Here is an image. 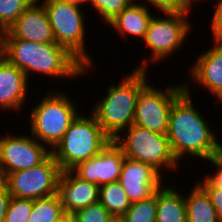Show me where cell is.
I'll use <instances>...</instances> for the list:
<instances>
[{
	"mask_svg": "<svg viewBox=\"0 0 222 222\" xmlns=\"http://www.w3.org/2000/svg\"><path fill=\"white\" fill-rule=\"evenodd\" d=\"M191 94L190 90H185L174 101L169 116L167 137L178 163L182 159L183 163L185 156L204 162L222 152V143L214 127L195 107Z\"/></svg>",
	"mask_w": 222,
	"mask_h": 222,
	"instance_id": "6da1fadb",
	"label": "cell"
},
{
	"mask_svg": "<svg viewBox=\"0 0 222 222\" xmlns=\"http://www.w3.org/2000/svg\"><path fill=\"white\" fill-rule=\"evenodd\" d=\"M1 55L22 70L28 80L32 73L53 80L83 78L94 65L85 66L66 47L57 43H35L21 39H3Z\"/></svg>",
	"mask_w": 222,
	"mask_h": 222,
	"instance_id": "7a4b0ae2",
	"label": "cell"
},
{
	"mask_svg": "<svg viewBox=\"0 0 222 222\" xmlns=\"http://www.w3.org/2000/svg\"><path fill=\"white\" fill-rule=\"evenodd\" d=\"M147 70L133 69L115 85L111 83L106 95L95 101L90 111L111 139L117 138L133 124L135 108L140 91L149 83Z\"/></svg>",
	"mask_w": 222,
	"mask_h": 222,
	"instance_id": "3957f363",
	"label": "cell"
},
{
	"mask_svg": "<svg viewBox=\"0 0 222 222\" xmlns=\"http://www.w3.org/2000/svg\"><path fill=\"white\" fill-rule=\"evenodd\" d=\"M30 110L28 124L30 134L52 150L62 139L72 121L82 110L77 111V103L69 94L52 89Z\"/></svg>",
	"mask_w": 222,
	"mask_h": 222,
	"instance_id": "277c9868",
	"label": "cell"
},
{
	"mask_svg": "<svg viewBox=\"0 0 222 222\" xmlns=\"http://www.w3.org/2000/svg\"><path fill=\"white\" fill-rule=\"evenodd\" d=\"M79 113L62 139L51 150L62 171L72 170L79 163L92 158L111 141L90 112Z\"/></svg>",
	"mask_w": 222,
	"mask_h": 222,
	"instance_id": "5b68a950",
	"label": "cell"
},
{
	"mask_svg": "<svg viewBox=\"0 0 222 222\" xmlns=\"http://www.w3.org/2000/svg\"><path fill=\"white\" fill-rule=\"evenodd\" d=\"M192 12H162L164 16L153 15L149 21L148 28L142 42L146 44L151 52L149 61L147 58L140 61L139 65L134 69L147 70L151 62H157L168 59L176 51L182 49L188 38L187 36L192 32V24L187 17Z\"/></svg>",
	"mask_w": 222,
	"mask_h": 222,
	"instance_id": "8992f818",
	"label": "cell"
},
{
	"mask_svg": "<svg viewBox=\"0 0 222 222\" xmlns=\"http://www.w3.org/2000/svg\"><path fill=\"white\" fill-rule=\"evenodd\" d=\"M114 141L121 147L126 158L150 164L162 175L163 171L168 173L181 167L172 154L167 134L132 124Z\"/></svg>",
	"mask_w": 222,
	"mask_h": 222,
	"instance_id": "52a82bcc",
	"label": "cell"
},
{
	"mask_svg": "<svg viewBox=\"0 0 222 222\" xmlns=\"http://www.w3.org/2000/svg\"><path fill=\"white\" fill-rule=\"evenodd\" d=\"M40 2L46 9L55 42L66 47L85 66L94 64L85 47L87 36L82 7L62 0H40Z\"/></svg>",
	"mask_w": 222,
	"mask_h": 222,
	"instance_id": "ba28073f",
	"label": "cell"
},
{
	"mask_svg": "<svg viewBox=\"0 0 222 222\" xmlns=\"http://www.w3.org/2000/svg\"><path fill=\"white\" fill-rule=\"evenodd\" d=\"M165 88H156L152 83H148L140 91L133 124L150 131L167 134L171 107L185 89L182 83L177 85L169 83Z\"/></svg>",
	"mask_w": 222,
	"mask_h": 222,
	"instance_id": "9c48e42d",
	"label": "cell"
},
{
	"mask_svg": "<svg viewBox=\"0 0 222 222\" xmlns=\"http://www.w3.org/2000/svg\"><path fill=\"white\" fill-rule=\"evenodd\" d=\"M62 170L50 154L42 163L8 174L1 182L11 197L36 200L57 193L58 180Z\"/></svg>",
	"mask_w": 222,
	"mask_h": 222,
	"instance_id": "30bf717a",
	"label": "cell"
},
{
	"mask_svg": "<svg viewBox=\"0 0 222 222\" xmlns=\"http://www.w3.org/2000/svg\"><path fill=\"white\" fill-rule=\"evenodd\" d=\"M0 134V181L8 174L42 163L51 150L31 134Z\"/></svg>",
	"mask_w": 222,
	"mask_h": 222,
	"instance_id": "8fae6325",
	"label": "cell"
},
{
	"mask_svg": "<svg viewBox=\"0 0 222 222\" xmlns=\"http://www.w3.org/2000/svg\"><path fill=\"white\" fill-rule=\"evenodd\" d=\"M125 155L111 140L97 155L79 163L72 171L81 179L99 186L118 181Z\"/></svg>",
	"mask_w": 222,
	"mask_h": 222,
	"instance_id": "7c38bea8",
	"label": "cell"
},
{
	"mask_svg": "<svg viewBox=\"0 0 222 222\" xmlns=\"http://www.w3.org/2000/svg\"><path fill=\"white\" fill-rule=\"evenodd\" d=\"M164 176L150 164L125 158L118 182L134 203L154 195L163 185Z\"/></svg>",
	"mask_w": 222,
	"mask_h": 222,
	"instance_id": "4fadbf2b",
	"label": "cell"
},
{
	"mask_svg": "<svg viewBox=\"0 0 222 222\" xmlns=\"http://www.w3.org/2000/svg\"><path fill=\"white\" fill-rule=\"evenodd\" d=\"M213 42L212 48L198 54L196 62L190 66L189 81L192 80V82L185 81L183 84L184 89L190 91L193 87L192 83L196 86L198 84V87L201 86L207 89L206 91H210L212 97H216L217 102L222 104V42Z\"/></svg>",
	"mask_w": 222,
	"mask_h": 222,
	"instance_id": "5bb4252c",
	"label": "cell"
},
{
	"mask_svg": "<svg viewBox=\"0 0 222 222\" xmlns=\"http://www.w3.org/2000/svg\"><path fill=\"white\" fill-rule=\"evenodd\" d=\"M3 39L56 43L46 9L39 0L30 4L17 20L4 31Z\"/></svg>",
	"mask_w": 222,
	"mask_h": 222,
	"instance_id": "9a60e30c",
	"label": "cell"
},
{
	"mask_svg": "<svg viewBox=\"0 0 222 222\" xmlns=\"http://www.w3.org/2000/svg\"><path fill=\"white\" fill-rule=\"evenodd\" d=\"M57 194L65 213L73 215L99 202L100 186L81 179L72 170H66L60 174Z\"/></svg>",
	"mask_w": 222,
	"mask_h": 222,
	"instance_id": "2e32d148",
	"label": "cell"
},
{
	"mask_svg": "<svg viewBox=\"0 0 222 222\" xmlns=\"http://www.w3.org/2000/svg\"><path fill=\"white\" fill-rule=\"evenodd\" d=\"M29 83V84H28ZM30 82L25 73L0 56V110L22 112Z\"/></svg>",
	"mask_w": 222,
	"mask_h": 222,
	"instance_id": "e0dca14e",
	"label": "cell"
},
{
	"mask_svg": "<svg viewBox=\"0 0 222 222\" xmlns=\"http://www.w3.org/2000/svg\"><path fill=\"white\" fill-rule=\"evenodd\" d=\"M151 8L141 2L132 1L121 13L108 23L109 27L119 33L118 37L132 36L137 40H143L148 28L149 21L153 17ZM127 35V36H126Z\"/></svg>",
	"mask_w": 222,
	"mask_h": 222,
	"instance_id": "ac0fdd59",
	"label": "cell"
},
{
	"mask_svg": "<svg viewBox=\"0 0 222 222\" xmlns=\"http://www.w3.org/2000/svg\"><path fill=\"white\" fill-rule=\"evenodd\" d=\"M169 186L163 184L157 190L156 222H187L185 192Z\"/></svg>",
	"mask_w": 222,
	"mask_h": 222,
	"instance_id": "d6986e66",
	"label": "cell"
},
{
	"mask_svg": "<svg viewBox=\"0 0 222 222\" xmlns=\"http://www.w3.org/2000/svg\"><path fill=\"white\" fill-rule=\"evenodd\" d=\"M192 187L185 195L187 222H219L207 192L198 183Z\"/></svg>",
	"mask_w": 222,
	"mask_h": 222,
	"instance_id": "ffe728a7",
	"label": "cell"
},
{
	"mask_svg": "<svg viewBox=\"0 0 222 222\" xmlns=\"http://www.w3.org/2000/svg\"><path fill=\"white\" fill-rule=\"evenodd\" d=\"M99 202L115 219H120L131 205L126 192L118 181L100 186Z\"/></svg>",
	"mask_w": 222,
	"mask_h": 222,
	"instance_id": "44dd1931",
	"label": "cell"
},
{
	"mask_svg": "<svg viewBox=\"0 0 222 222\" xmlns=\"http://www.w3.org/2000/svg\"><path fill=\"white\" fill-rule=\"evenodd\" d=\"M58 194L33 200L28 222H55L65 215Z\"/></svg>",
	"mask_w": 222,
	"mask_h": 222,
	"instance_id": "7402d4cb",
	"label": "cell"
},
{
	"mask_svg": "<svg viewBox=\"0 0 222 222\" xmlns=\"http://www.w3.org/2000/svg\"><path fill=\"white\" fill-rule=\"evenodd\" d=\"M157 191L151 197L131 203L130 208L119 219L121 222H156Z\"/></svg>",
	"mask_w": 222,
	"mask_h": 222,
	"instance_id": "603a6c76",
	"label": "cell"
},
{
	"mask_svg": "<svg viewBox=\"0 0 222 222\" xmlns=\"http://www.w3.org/2000/svg\"><path fill=\"white\" fill-rule=\"evenodd\" d=\"M35 0H0V28L6 31Z\"/></svg>",
	"mask_w": 222,
	"mask_h": 222,
	"instance_id": "cb8c5ba5",
	"label": "cell"
},
{
	"mask_svg": "<svg viewBox=\"0 0 222 222\" xmlns=\"http://www.w3.org/2000/svg\"><path fill=\"white\" fill-rule=\"evenodd\" d=\"M134 0H87V4L95 8L99 20L107 25ZM89 2V3H88Z\"/></svg>",
	"mask_w": 222,
	"mask_h": 222,
	"instance_id": "d4e9b609",
	"label": "cell"
},
{
	"mask_svg": "<svg viewBox=\"0 0 222 222\" xmlns=\"http://www.w3.org/2000/svg\"><path fill=\"white\" fill-rule=\"evenodd\" d=\"M32 207V199L11 197L5 216V222H28Z\"/></svg>",
	"mask_w": 222,
	"mask_h": 222,
	"instance_id": "484cf974",
	"label": "cell"
},
{
	"mask_svg": "<svg viewBox=\"0 0 222 222\" xmlns=\"http://www.w3.org/2000/svg\"><path fill=\"white\" fill-rule=\"evenodd\" d=\"M73 217L77 222H113L115 220L100 202L78 210Z\"/></svg>",
	"mask_w": 222,
	"mask_h": 222,
	"instance_id": "4316f807",
	"label": "cell"
},
{
	"mask_svg": "<svg viewBox=\"0 0 222 222\" xmlns=\"http://www.w3.org/2000/svg\"><path fill=\"white\" fill-rule=\"evenodd\" d=\"M138 1L139 0H134ZM147 7L153 5L157 11L162 12H191L193 5L189 0H143ZM149 3V4H148Z\"/></svg>",
	"mask_w": 222,
	"mask_h": 222,
	"instance_id": "83f0119b",
	"label": "cell"
},
{
	"mask_svg": "<svg viewBox=\"0 0 222 222\" xmlns=\"http://www.w3.org/2000/svg\"><path fill=\"white\" fill-rule=\"evenodd\" d=\"M207 162L206 164H210L215 168V172L213 171L212 174L208 172V175L203 177L204 179H199L196 182L200 186H215L216 188H222V152L218 155L211 157L210 159L204 161ZM217 169V170H216Z\"/></svg>",
	"mask_w": 222,
	"mask_h": 222,
	"instance_id": "f1b7e54d",
	"label": "cell"
},
{
	"mask_svg": "<svg viewBox=\"0 0 222 222\" xmlns=\"http://www.w3.org/2000/svg\"><path fill=\"white\" fill-rule=\"evenodd\" d=\"M214 12L210 23L213 41L222 42V0H216ZM216 7V8H215Z\"/></svg>",
	"mask_w": 222,
	"mask_h": 222,
	"instance_id": "f546056e",
	"label": "cell"
},
{
	"mask_svg": "<svg viewBox=\"0 0 222 222\" xmlns=\"http://www.w3.org/2000/svg\"><path fill=\"white\" fill-rule=\"evenodd\" d=\"M209 195L219 222H222V188L201 186Z\"/></svg>",
	"mask_w": 222,
	"mask_h": 222,
	"instance_id": "4dcf8cb0",
	"label": "cell"
},
{
	"mask_svg": "<svg viewBox=\"0 0 222 222\" xmlns=\"http://www.w3.org/2000/svg\"><path fill=\"white\" fill-rule=\"evenodd\" d=\"M10 198L11 195L9 194L7 187L0 181V222H5Z\"/></svg>",
	"mask_w": 222,
	"mask_h": 222,
	"instance_id": "1f68e13d",
	"label": "cell"
},
{
	"mask_svg": "<svg viewBox=\"0 0 222 222\" xmlns=\"http://www.w3.org/2000/svg\"><path fill=\"white\" fill-rule=\"evenodd\" d=\"M69 4L77 5L79 7H83V5H87V0H62ZM82 5V6H81Z\"/></svg>",
	"mask_w": 222,
	"mask_h": 222,
	"instance_id": "d6a6232c",
	"label": "cell"
},
{
	"mask_svg": "<svg viewBox=\"0 0 222 222\" xmlns=\"http://www.w3.org/2000/svg\"><path fill=\"white\" fill-rule=\"evenodd\" d=\"M55 222H70V214H65L63 217Z\"/></svg>",
	"mask_w": 222,
	"mask_h": 222,
	"instance_id": "836d02e7",
	"label": "cell"
},
{
	"mask_svg": "<svg viewBox=\"0 0 222 222\" xmlns=\"http://www.w3.org/2000/svg\"><path fill=\"white\" fill-rule=\"evenodd\" d=\"M3 33L4 31L0 28V46H3Z\"/></svg>",
	"mask_w": 222,
	"mask_h": 222,
	"instance_id": "e575fe53",
	"label": "cell"
},
{
	"mask_svg": "<svg viewBox=\"0 0 222 222\" xmlns=\"http://www.w3.org/2000/svg\"><path fill=\"white\" fill-rule=\"evenodd\" d=\"M192 4H195V3H197V4H199V2L201 1H205V0H189ZM208 1V0H207Z\"/></svg>",
	"mask_w": 222,
	"mask_h": 222,
	"instance_id": "d590c367",
	"label": "cell"
},
{
	"mask_svg": "<svg viewBox=\"0 0 222 222\" xmlns=\"http://www.w3.org/2000/svg\"><path fill=\"white\" fill-rule=\"evenodd\" d=\"M70 222H77V221L74 219L73 215H71V214H70Z\"/></svg>",
	"mask_w": 222,
	"mask_h": 222,
	"instance_id": "8d00e7d4",
	"label": "cell"
},
{
	"mask_svg": "<svg viewBox=\"0 0 222 222\" xmlns=\"http://www.w3.org/2000/svg\"><path fill=\"white\" fill-rule=\"evenodd\" d=\"M2 48H3V46H0V56H1Z\"/></svg>",
	"mask_w": 222,
	"mask_h": 222,
	"instance_id": "74e56055",
	"label": "cell"
},
{
	"mask_svg": "<svg viewBox=\"0 0 222 222\" xmlns=\"http://www.w3.org/2000/svg\"><path fill=\"white\" fill-rule=\"evenodd\" d=\"M113 222H121L119 219H115Z\"/></svg>",
	"mask_w": 222,
	"mask_h": 222,
	"instance_id": "f35d334b",
	"label": "cell"
}]
</instances>
